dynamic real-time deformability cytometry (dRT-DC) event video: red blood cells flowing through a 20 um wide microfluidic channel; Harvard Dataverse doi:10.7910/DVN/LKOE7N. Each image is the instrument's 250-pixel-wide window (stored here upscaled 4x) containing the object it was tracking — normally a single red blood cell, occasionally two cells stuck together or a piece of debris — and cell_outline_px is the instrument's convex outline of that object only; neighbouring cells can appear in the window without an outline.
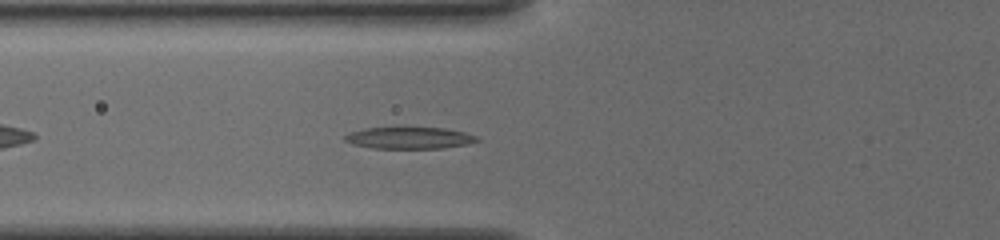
{"species": "common noctule bat (a hibernating species)", "species_latin": "Nyctalus noctula", "temperature_condition": "cold", "stored_images_in_passage": 39, "camera_frame_rate_fps": 3000, "um_per_image_px": 0.085, "animal": {"sex": "female", "body_mass_g": 19.5, "forearm_length_mm": 54.1}, "frame": {"image": 1, "passage_image": 7, "time_ms": 2.0, "image_size_px": [1000, 240], "cell_outline_px": [[484, 140], [468, 144], [444, 148], [372, 148], [352, 144], [344, 140], [344, 136], [348, 132], [364, 128], [444, 128], [464, 132], [476, 136]], "centroid_in_image_um": [34.81, 11.73], "position_along_channel_um": 91.0, "area_um2": 16.76}}
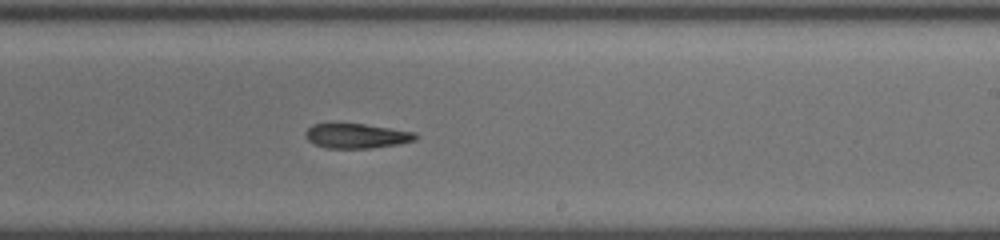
{"frame": {"image": 2, "passage_image": 20, "time_ms": 6.333, "image_size_px": [1000, 240], "cell_outline_px": [[416, 140], [400, 144], [372, 148], [324, 148], [312, 144], [304, 136], [304, 132], [312, 124], [364, 124], [392, 128], [416, 132]], "centroid_in_image_um": [30.29, 11.56], "position_along_channel_um": 258.7, "area_um2": 16.01}}
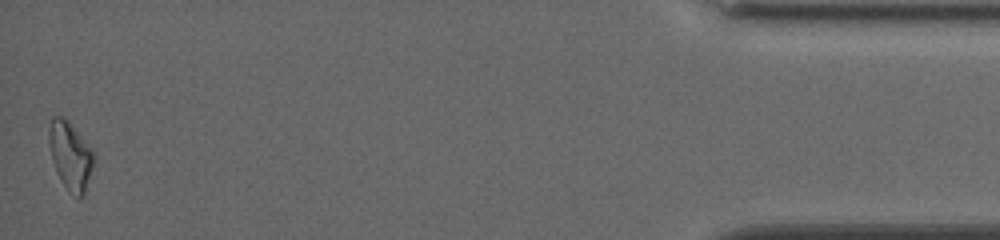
{"frame": {"image": 3, "passage_image": 39, "time_ms": 12.667, "image_size_px": [1000, 240], "cell_outline_px": [[96, 160], [84, 192], [80, 200], [68, 192], [60, 180], [56, 172], [52, 160], [48, 140], [48, 132], [52, 116], [60, 116], [68, 120], [92, 148]], "centroid_in_image_um": [5.99, 13.25], "position_along_channel_um": 429.2, "area_um2": 18.09}, "authors_computed_cell_mechanics": {"area_um2": 16.5886, "velocity_mm_per_s": 3.8638, "shape_relaxation_time_tau1_ms": 5.8859, "shape_relaxation_time_tau2_ms": null, "deformation_change_tau1": 0.1828, "deformation_change_tau2": null}}